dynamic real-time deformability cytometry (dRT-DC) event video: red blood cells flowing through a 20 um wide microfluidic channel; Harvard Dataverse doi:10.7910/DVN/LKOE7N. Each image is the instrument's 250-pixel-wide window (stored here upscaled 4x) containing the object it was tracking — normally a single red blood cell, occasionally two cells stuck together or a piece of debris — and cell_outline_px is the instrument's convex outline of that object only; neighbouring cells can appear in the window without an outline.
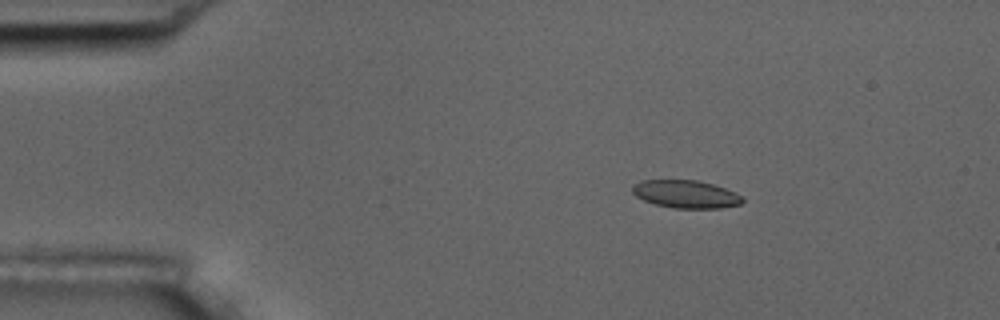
{"species": "common noctule bat (a hibernating species)", "species_latin": "Nyctalus noctula", "temperature_condition": "room temperature", "stored_images_in_passage": 3, "camera_frame_rate_fps": 3000, "um_per_image_px": 0.085, "animal": {"sex": "male", "body_mass_g": 17.5, "forearm_length_mm": 52.3}, "frame": {"image": 1, "passage_image": 1, "time_ms": 0.0, "image_size_px": [1000, 320], "cell_outline_px": [[744, 200], [740, 204], [720, 208], [672, 208], [656, 204], [644, 200], [636, 196], [632, 192], [632, 184], [640, 180], [696, 180], [712, 184], [736, 192]], "centroid_in_image_um": [58.26, 16.5], "position_along_channel_um": 26.7, "area_um2": 17.8}}